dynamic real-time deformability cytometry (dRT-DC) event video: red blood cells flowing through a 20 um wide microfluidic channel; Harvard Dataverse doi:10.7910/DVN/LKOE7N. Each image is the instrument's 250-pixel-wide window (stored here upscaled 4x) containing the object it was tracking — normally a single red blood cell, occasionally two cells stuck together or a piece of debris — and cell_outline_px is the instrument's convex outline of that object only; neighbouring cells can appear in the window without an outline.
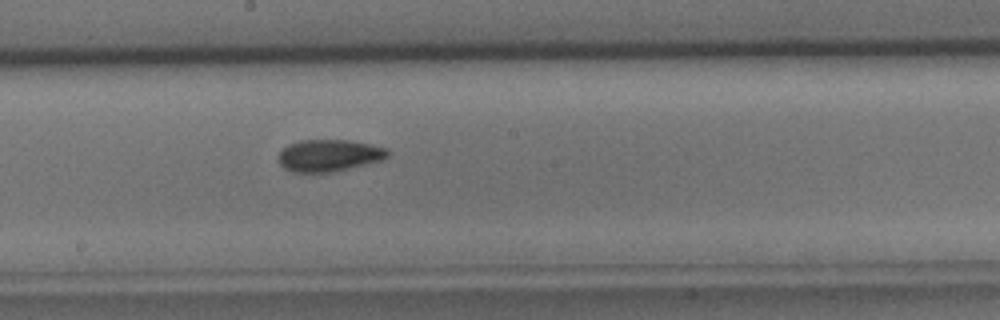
{"species": "common noctule bat (a hibernating species)", "species_latin": "Nyctalus noctula", "temperature_condition": "cold", "stored_images_in_passage": 30, "camera_frame_rate_fps": 3000, "um_per_image_px": 0.085, "animal": {"sex": "male", "body_mass_g": 15.6}, "frame": {"image": 1, "passage_image": 11, "time_ms": 3.333, "image_size_px": [1000, 320], "cell_outline_px": [[388, 156], [380, 160], [332, 172], [292, 172], [284, 168], [280, 164], [276, 156], [288, 144], [300, 140], [348, 140], [388, 148]], "centroid_in_image_um": [27.91, 13.21], "position_along_channel_um": 220.3, "area_um2": 20.17}}
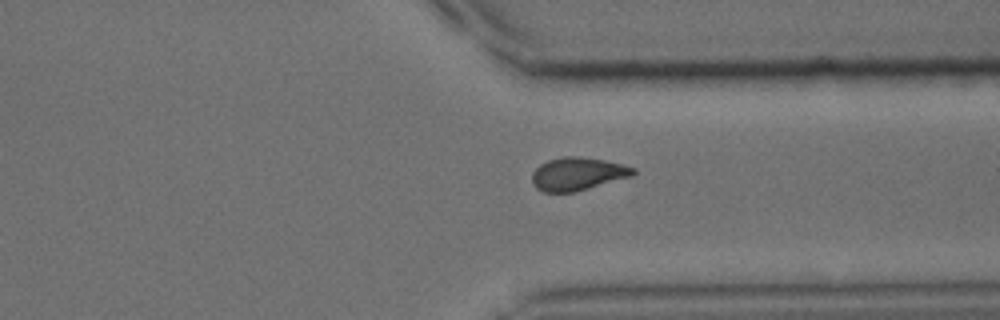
{"frame": {"image": 2, "passage_image": 20, "time_ms": 6.333, "image_size_px": [1000, 320], "cell_outline_px": [[636, 172], [632, 176], [576, 192], [544, 192], [536, 188], [532, 184], [532, 172], [540, 164], [548, 160], [564, 156], [580, 156], [604, 160], [624, 164], [636, 168]], "centroid_in_image_um": [49.1, 14.78], "position_along_channel_um": 362.3, "area_um2": 19.65}}
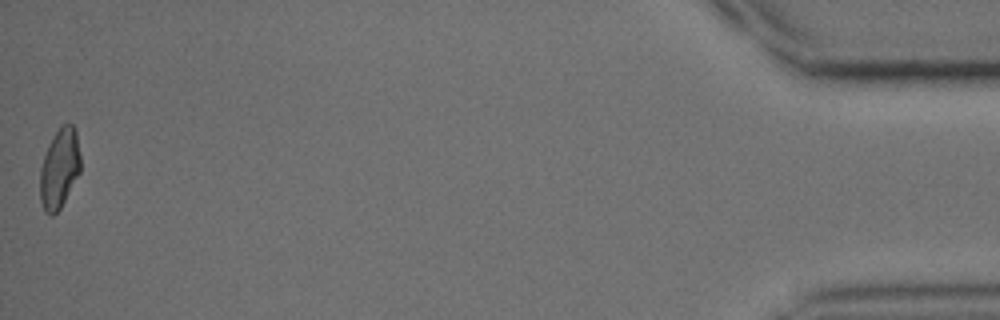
{"frame": {"image": 3, "passage_image": 30, "time_ms": 9.667, "image_size_px": [1000, 320], "cell_outline_px": [[80, 172], [60, 208], [52, 216], [48, 216], [44, 212], [40, 200], [40, 168], [48, 144], [60, 124], [72, 124], [76, 132], [80, 156]], "centroid_in_image_um": [5.04, 14.33], "position_along_channel_um": 430.2, "area_um2": 18.84}}